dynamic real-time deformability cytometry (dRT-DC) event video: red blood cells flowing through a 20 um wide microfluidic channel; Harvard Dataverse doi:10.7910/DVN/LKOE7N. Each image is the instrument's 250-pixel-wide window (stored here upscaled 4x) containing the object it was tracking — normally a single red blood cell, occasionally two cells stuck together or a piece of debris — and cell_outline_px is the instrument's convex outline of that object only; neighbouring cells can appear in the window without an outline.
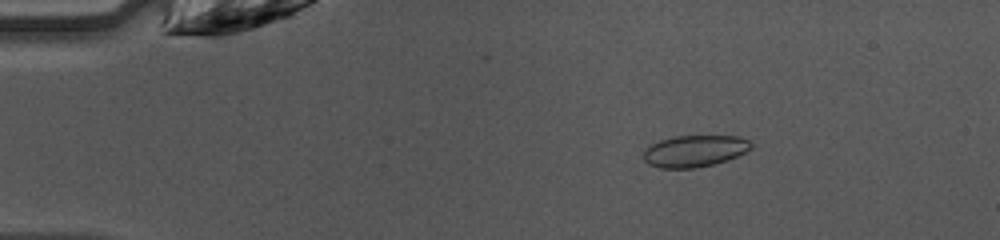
{"species": "common noctule bat (a hibernating species)", "species_latin": "Nyctalus noctula", "temperature_condition": "warm", "stored_images_in_passage": 6, "camera_frame_rate_fps": 3000, "um_per_image_px": 0.085, "animal": {"sex": "female", "body_mass_g": 10.0, "forearm_length_mm": 53.1}, "frame": {"image": 1, "passage_image": 3, "time_ms": 0.667, "image_size_px": [1000, 240], "cell_outline_px": [[752, 148], [728, 160], [696, 168], [660, 168], [648, 164], [644, 160], [644, 148], [660, 140], [676, 136], [740, 136], [748, 140], [752, 144]], "centroid_in_image_um": [59.03, 12.84], "position_along_channel_um": 26.0, "area_um2": 19.83}}